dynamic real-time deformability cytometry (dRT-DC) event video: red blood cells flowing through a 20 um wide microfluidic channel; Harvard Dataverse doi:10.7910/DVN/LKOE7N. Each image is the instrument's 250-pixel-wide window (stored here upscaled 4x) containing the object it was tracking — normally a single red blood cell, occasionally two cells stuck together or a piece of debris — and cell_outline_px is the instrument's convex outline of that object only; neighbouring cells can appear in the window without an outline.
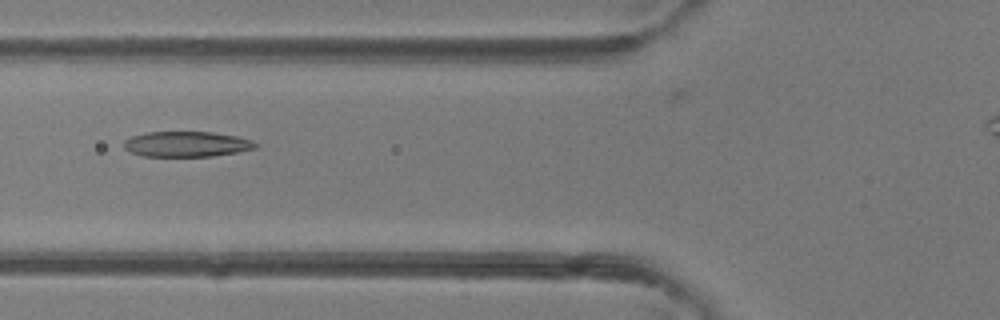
{"species": "common noctule bat (a hibernating species)", "species_latin": "Nyctalus noctula", "temperature_condition": "room temperature", "stored_images_in_passage": 5, "camera_frame_rate_fps": 3000, "um_per_image_px": 0.085, "animal": {"sex": "female"}, "frame": {"image": 1, "passage_image": 5, "time_ms": 4.333, "image_size_px": [1000, 320], "cell_outline_px": [[260, 144], [256, 148], [236, 152], [212, 156], [144, 156], [128, 152], [124, 148], [124, 140], [132, 136], [148, 132], [212, 132], [236, 136], [252, 140]], "centroid_in_image_um": [15.86, 12.25], "position_along_channel_um": 109.9, "area_um2": 19.48}}